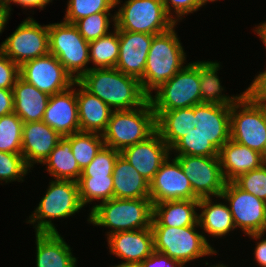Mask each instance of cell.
I'll return each mask as SVG.
<instances>
[{
  "label": "cell",
  "mask_w": 266,
  "mask_h": 267,
  "mask_svg": "<svg viewBox=\"0 0 266 267\" xmlns=\"http://www.w3.org/2000/svg\"><path fill=\"white\" fill-rule=\"evenodd\" d=\"M198 208L202 209L198 215L199 226L207 234L222 237L236 229L230 208L226 204L214 203L211 197L201 198Z\"/></svg>",
  "instance_id": "obj_28"
},
{
  "label": "cell",
  "mask_w": 266,
  "mask_h": 267,
  "mask_svg": "<svg viewBox=\"0 0 266 267\" xmlns=\"http://www.w3.org/2000/svg\"><path fill=\"white\" fill-rule=\"evenodd\" d=\"M256 34L262 39V42L265 44L266 48V21L254 29Z\"/></svg>",
  "instance_id": "obj_47"
},
{
  "label": "cell",
  "mask_w": 266,
  "mask_h": 267,
  "mask_svg": "<svg viewBox=\"0 0 266 267\" xmlns=\"http://www.w3.org/2000/svg\"><path fill=\"white\" fill-rule=\"evenodd\" d=\"M199 199L174 200L153 204L151 226L186 227L198 222L195 211Z\"/></svg>",
  "instance_id": "obj_27"
},
{
  "label": "cell",
  "mask_w": 266,
  "mask_h": 267,
  "mask_svg": "<svg viewBox=\"0 0 266 267\" xmlns=\"http://www.w3.org/2000/svg\"><path fill=\"white\" fill-rule=\"evenodd\" d=\"M77 82L112 110L134 109L149 100L137 78L116 68L90 69Z\"/></svg>",
  "instance_id": "obj_2"
},
{
  "label": "cell",
  "mask_w": 266,
  "mask_h": 267,
  "mask_svg": "<svg viewBox=\"0 0 266 267\" xmlns=\"http://www.w3.org/2000/svg\"><path fill=\"white\" fill-rule=\"evenodd\" d=\"M154 35L119 30V58L116 69L140 80Z\"/></svg>",
  "instance_id": "obj_18"
},
{
  "label": "cell",
  "mask_w": 266,
  "mask_h": 267,
  "mask_svg": "<svg viewBox=\"0 0 266 267\" xmlns=\"http://www.w3.org/2000/svg\"><path fill=\"white\" fill-rule=\"evenodd\" d=\"M23 124L14 112L0 117V151L21 154Z\"/></svg>",
  "instance_id": "obj_34"
},
{
  "label": "cell",
  "mask_w": 266,
  "mask_h": 267,
  "mask_svg": "<svg viewBox=\"0 0 266 267\" xmlns=\"http://www.w3.org/2000/svg\"><path fill=\"white\" fill-rule=\"evenodd\" d=\"M164 4V8L166 13L176 22L181 19L184 15H188V13H193L200 9V4L198 0H161ZM172 5V7L170 6ZM174 9L175 15L178 18H174L172 16L171 10Z\"/></svg>",
  "instance_id": "obj_41"
},
{
  "label": "cell",
  "mask_w": 266,
  "mask_h": 267,
  "mask_svg": "<svg viewBox=\"0 0 266 267\" xmlns=\"http://www.w3.org/2000/svg\"><path fill=\"white\" fill-rule=\"evenodd\" d=\"M110 12H100L91 14L85 18L79 19L75 26L78 28L79 33L87 42L97 40L109 34L110 31Z\"/></svg>",
  "instance_id": "obj_36"
},
{
  "label": "cell",
  "mask_w": 266,
  "mask_h": 267,
  "mask_svg": "<svg viewBox=\"0 0 266 267\" xmlns=\"http://www.w3.org/2000/svg\"><path fill=\"white\" fill-rule=\"evenodd\" d=\"M20 78L40 91L54 95L68 90L74 79L66 72L56 56L47 55L31 59L19 67Z\"/></svg>",
  "instance_id": "obj_15"
},
{
  "label": "cell",
  "mask_w": 266,
  "mask_h": 267,
  "mask_svg": "<svg viewBox=\"0 0 266 267\" xmlns=\"http://www.w3.org/2000/svg\"><path fill=\"white\" fill-rule=\"evenodd\" d=\"M231 106L200 103L163 111L156 118L157 132L170 151L179 155L219 157L230 140Z\"/></svg>",
  "instance_id": "obj_1"
},
{
  "label": "cell",
  "mask_w": 266,
  "mask_h": 267,
  "mask_svg": "<svg viewBox=\"0 0 266 267\" xmlns=\"http://www.w3.org/2000/svg\"><path fill=\"white\" fill-rule=\"evenodd\" d=\"M67 5L63 20L75 24L91 14L110 12L115 8L116 0H68Z\"/></svg>",
  "instance_id": "obj_35"
},
{
  "label": "cell",
  "mask_w": 266,
  "mask_h": 267,
  "mask_svg": "<svg viewBox=\"0 0 266 267\" xmlns=\"http://www.w3.org/2000/svg\"><path fill=\"white\" fill-rule=\"evenodd\" d=\"M71 143L72 153L81 170L88 166L104 146L103 136L96 132H77L65 136Z\"/></svg>",
  "instance_id": "obj_32"
},
{
  "label": "cell",
  "mask_w": 266,
  "mask_h": 267,
  "mask_svg": "<svg viewBox=\"0 0 266 267\" xmlns=\"http://www.w3.org/2000/svg\"><path fill=\"white\" fill-rule=\"evenodd\" d=\"M47 166V172L55 180L78 181L82 170L72 153L71 143L66 137H62L48 158L43 162Z\"/></svg>",
  "instance_id": "obj_29"
},
{
  "label": "cell",
  "mask_w": 266,
  "mask_h": 267,
  "mask_svg": "<svg viewBox=\"0 0 266 267\" xmlns=\"http://www.w3.org/2000/svg\"><path fill=\"white\" fill-rule=\"evenodd\" d=\"M228 201L235 228L257 240L266 231V202L243 191L234 182H226L221 197ZM263 235V236H262Z\"/></svg>",
  "instance_id": "obj_12"
},
{
  "label": "cell",
  "mask_w": 266,
  "mask_h": 267,
  "mask_svg": "<svg viewBox=\"0 0 266 267\" xmlns=\"http://www.w3.org/2000/svg\"><path fill=\"white\" fill-rule=\"evenodd\" d=\"M77 183L79 198L83 207L95 200L104 202L114 198L113 177H80Z\"/></svg>",
  "instance_id": "obj_33"
},
{
  "label": "cell",
  "mask_w": 266,
  "mask_h": 267,
  "mask_svg": "<svg viewBox=\"0 0 266 267\" xmlns=\"http://www.w3.org/2000/svg\"><path fill=\"white\" fill-rule=\"evenodd\" d=\"M8 19H9V16L7 14V11L0 9V33L5 28V25L7 24Z\"/></svg>",
  "instance_id": "obj_48"
},
{
  "label": "cell",
  "mask_w": 266,
  "mask_h": 267,
  "mask_svg": "<svg viewBox=\"0 0 266 267\" xmlns=\"http://www.w3.org/2000/svg\"><path fill=\"white\" fill-rule=\"evenodd\" d=\"M220 64L213 61H200V93L201 103L231 106L243 95H222V88L217 71Z\"/></svg>",
  "instance_id": "obj_30"
},
{
  "label": "cell",
  "mask_w": 266,
  "mask_h": 267,
  "mask_svg": "<svg viewBox=\"0 0 266 267\" xmlns=\"http://www.w3.org/2000/svg\"><path fill=\"white\" fill-rule=\"evenodd\" d=\"M120 4V0H116V5Z\"/></svg>",
  "instance_id": "obj_54"
},
{
  "label": "cell",
  "mask_w": 266,
  "mask_h": 267,
  "mask_svg": "<svg viewBox=\"0 0 266 267\" xmlns=\"http://www.w3.org/2000/svg\"><path fill=\"white\" fill-rule=\"evenodd\" d=\"M230 125L231 140L262 152L266 140L265 107L252 103L243 94L239 100L231 105Z\"/></svg>",
  "instance_id": "obj_11"
},
{
  "label": "cell",
  "mask_w": 266,
  "mask_h": 267,
  "mask_svg": "<svg viewBox=\"0 0 266 267\" xmlns=\"http://www.w3.org/2000/svg\"><path fill=\"white\" fill-rule=\"evenodd\" d=\"M156 131V116L148 100L134 109L113 110L102 136L105 146L121 152L128 146L147 140Z\"/></svg>",
  "instance_id": "obj_5"
},
{
  "label": "cell",
  "mask_w": 266,
  "mask_h": 267,
  "mask_svg": "<svg viewBox=\"0 0 266 267\" xmlns=\"http://www.w3.org/2000/svg\"><path fill=\"white\" fill-rule=\"evenodd\" d=\"M200 7L204 6L207 2H214V1H218V0H198Z\"/></svg>",
  "instance_id": "obj_52"
},
{
  "label": "cell",
  "mask_w": 266,
  "mask_h": 267,
  "mask_svg": "<svg viewBox=\"0 0 266 267\" xmlns=\"http://www.w3.org/2000/svg\"><path fill=\"white\" fill-rule=\"evenodd\" d=\"M42 121L62 137L80 132L76 90H68L50 95Z\"/></svg>",
  "instance_id": "obj_19"
},
{
  "label": "cell",
  "mask_w": 266,
  "mask_h": 267,
  "mask_svg": "<svg viewBox=\"0 0 266 267\" xmlns=\"http://www.w3.org/2000/svg\"><path fill=\"white\" fill-rule=\"evenodd\" d=\"M19 77V66L0 50V88L13 89Z\"/></svg>",
  "instance_id": "obj_40"
},
{
  "label": "cell",
  "mask_w": 266,
  "mask_h": 267,
  "mask_svg": "<svg viewBox=\"0 0 266 267\" xmlns=\"http://www.w3.org/2000/svg\"><path fill=\"white\" fill-rule=\"evenodd\" d=\"M49 53L57 57L66 72L78 81L90 68L89 42L79 33L74 23L60 22L48 25Z\"/></svg>",
  "instance_id": "obj_9"
},
{
  "label": "cell",
  "mask_w": 266,
  "mask_h": 267,
  "mask_svg": "<svg viewBox=\"0 0 266 267\" xmlns=\"http://www.w3.org/2000/svg\"><path fill=\"white\" fill-rule=\"evenodd\" d=\"M14 113L24 122L42 121L50 95L18 78L13 86Z\"/></svg>",
  "instance_id": "obj_24"
},
{
  "label": "cell",
  "mask_w": 266,
  "mask_h": 267,
  "mask_svg": "<svg viewBox=\"0 0 266 267\" xmlns=\"http://www.w3.org/2000/svg\"><path fill=\"white\" fill-rule=\"evenodd\" d=\"M243 94L254 104L266 108V70L256 76Z\"/></svg>",
  "instance_id": "obj_42"
},
{
  "label": "cell",
  "mask_w": 266,
  "mask_h": 267,
  "mask_svg": "<svg viewBox=\"0 0 266 267\" xmlns=\"http://www.w3.org/2000/svg\"><path fill=\"white\" fill-rule=\"evenodd\" d=\"M175 26L154 35L152 39L144 74L139 80L148 98L152 96V90L157 91L184 67L186 55L175 33Z\"/></svg>",
  "instance_id": "obj_3"
},
{
  "label": "cell",
  "mask_w": 266,
  "mask_h": 267,
  "mask_svg": "<svg viewBox=\"0 0 266 267\" xmlns=\"http://www.w3.org/2000/svg\"><path fill=\"white\" fill-rule=\"evenodd\" d=\"M168 157L149 182L150 200L152 204L174 200L199 199L193 192L188 177L184 174L180 163ZM171 162V163H170Z\"/></svg>",
  "instance_id": "obj_16"
},
{
  "label": "cell",
  "mask_w": 266,
  "mask_h": 267,
  "mask_svg": "<svg viewBox=\"0 0 266 267\" xmlns=\"http://www.w3.org/2000/svg\"><path fill=\"white\" fill-rule=\"evenodd\" d=\"M20 5L22 8H35L39 7L41 10L50 2L48 0H7L6 11L8 16H10L11 8L9 7L11 3Z\"/></svg>",
  "instance_id": "obj_45"
},
{
  "label": "cell",
  "mask_w": 266,
  "mask_h": 267,
  "mask_svg": "<svg viewBox=\"0 0 266 267\" xmlns=\"http://www.w3.org/2000/svg\"><path fill=\"white\" fill-rule=\"evenodd\" d=\"M61 138L43 121L24 123L21 154L26 165L31 169L33 164H43Z\"/></svg>",
  "instance_id": "obj_20"
},
{
  "label": "cell",
  "mask_w": 266,
  "mask_h": 267,
  "mask_svg": "<svg viewBox=\"0 0 266 267\" xmlns=\"http://www.w3.org/2000/svg\"><path fill=\"white\" fill-rule=\"evenodd\" d=\"M195 225L186 227L151 226L154 250L179 261L183 266L202 256L216 254L206 237L196 231Z\"/></svg>",
  "instance_id": "obj_7"
},
{
  "label": "cell",
  "mask_w": 266,
  "mask_h": 267,
  "mask_svg": "<svg viewBox=\"0 0 266 267\" xmlns=\"http://www.w3.org/2000/svg\"><path fill=\"white\" fill-rule=\"evenodd\" d=\"M12 112H14L13 90L0 88V117Z\"/></svg>",
  "instance_id": "obj_44"
},
{
  "label": "cell",
  "mask_w": 266,
  "mask_h": 267,
  "mask_svg": "<svg viewBox=\"0 0 266 267\" xmlns=\"http://www.w3.org/2000/svg\"><path fill=\"white\" fill-rule=\"evenodd\" d=\"M110 253L127 263H141L154 250L151 227L140 230L121 231L107 236Z\"/></svg>",
  "instance_id": "obj_21"
},
{
  "label": "cell",
  "mask_w": 266,
  "mask_h": 267,
  "mask_svg": "<svg viewBox=\"0 0 266 267\" xmlns=\"http://www.w3.org/2000/svg\"><path fill=\"white\" fill-rule=\"evenodd\" d=\"M112 267H141V265L139 263H127V262H123L121 264L112 266Z\"/></svg>",
  "instance_id": "obj_49"
},
{
  "label": "cell",
  "mask_w": 266,
  "mask_h": 267,
  "mask_svg": "<svg viewBox=\"0 0 266 267\" xmlns=\"http://www.w3.org/2000/svg\"><path fill=\"white\" fill-rule=\"evenodd\" d=\"M114 198H150V186L143 176L120 154L113 170Z\"/></svg>",
  "instance_id": "obj_25"
},
{
  "label": "cell",
  "mask_w": 266,
  "mask_h": 267,
  "mask_svg": "<svg viewBox=\"0 0 266 267\" xmlns=\"http://www.w3.org/2000/svg\"><path fill=\"white\" fill-rule=\"evenodd\" d=\"M74 85L80 87L76 91L80 131L102 134L107 128L113 110L97 96L85 90L77 81Z\"/></svg>",
  "instance_id": "obj_23"
},
{
  "label": "cell",
  "mask_w": 266,
  "mask_h": 267,
  "mask_svg": "<svg viewBox=\"0 0 266 267\" xmlns=\"http://www.w3.org/2000/svg\"><path fill=\"white\" fill-rule=\"evenodd\" d=\"M153 204L150 198H112L91 208L88 222L112 228L107 235L151 227Z\"/></svg>",
  "instance_id": "obj_4"
},
{
  "label": "cell",
  "mask_w": 266,
  "mask_h": 267,
  "mask_svg": "<svg viewBox=\"0 0 266 267\" xmlns=\"http://www.w3.org/2000/svg\"><path fill=\"white\" fill-rule=\"evenodd\" d=\"M114 33H109L89 42V58L95 67L90 69L115 68L119 58V30L115 27V14L112 16Z\"/></svg>",
  "instance_id": "obj_31"
},
{
  "label": "cell",
  "mask_w": 266,
  "mask_h": 267,
  "mask_svg": "<svg viewBox=\"0 0 266 267\" xmlns=\"http://www.w3.org/2000/svg\"><path fill=\"white\" fill-rule=\"evenodd\" d=\"M191 183L194 194L199 198L221 197L226 180L219 157L179 155L174 157Z\"/></svg>",
  "instance_id": "obj_14"
},
{
  "label": "cell",
  "mask_w": 266,
  "mask_h": 267,
  "mask_svg": "<svg viewBox=\"0 0 266 267\" xmlns=\"http://www.w3.org/2000/svg\"><path fill=\"white\" fill-rule=\"evenodd\" d=\"M140 265L141 267H184L179 261L157 251H154Z\"/></svg>",
  "instance_id": "obj_43"
},
{
  "label": "cell",
  "mask_w": 266,
  "mask_h": 267,
  "mask_svg": "<svg viewBox=\"0 0 266 267\" xmlns=\"http://www.w3.org/2000/svg\"><path fill=\"white\" fill-rule=\"evenodd\" d=\"M149 98L156 118L163 112L201 103L200 61L188 63Z\"/></svg>",
  "instance_id": "obj_8"
},
{
  "label": "cell",
  "mask_w": 266,
  "mask_h": 267,
  "mask_svg": "<svg viewBox=\"0 0 266 267\" xmlns=\"http://www.w3.org/2000/svg\"><path fill=\"white\" fill-rule=\"evenodd\" d=\"M49 183L47 192L27 221L36 224V233H58L51 219L68 218L83 207L76 181L51 180Z\"/></svg>",
  "instance_id": "obj_6"
},
{
  "label": "cell",
  "mask_w": 266,
  "mask_h": 267,
  "mask_svg": "<svg viewBox=\"0 0 266 267\" xmlns=\"http://www.w3.org/2000/svg\"><path fill=\"white\" fill-rule=\"evenodd\" d=\"M261 156H262L263 161L266 163V140H265L262 152H261Z\"/></svg>",
  "instance_id": "obj_50"
},
{
  "label": "cell",
  "mask_w": 266,
  "mask_h": 267,
  "mask_svg": "<svg viewBox=\"0 0 266 267\" xmlns=\"http://www.w3.org/2000/svg\"><path fill=\"white\" fill-rule=\"evenodd\" d=\"M48 25L41 26L28 17L3 41L0 50L19 67L49 53Z\"/></svg>",
  "instance_id": "obj_13"
},
{
  "label": "cell",
  "mask_w": 266,
  "mask_h": 267,
  "mask_svg": "<svg viewBox=\"0 0 266 267\" xmlns=\"http://www.w3.org/2000/svg\"><path fill=\"white\" fill-rule=\"evenodd\" d=\"M219 160L226 182H233L240 175L257 169L265 163L260 152L231 139L219 150Z\"/></svg>",
  "instance_id": "obj_22"
},
{
  "label": "cell",
  "mask_w": 266,
  "mask_h": 267,
  "mask_svg": "<svg viewBox=\"0 0 266 267\" xmlns=\"http://www.w3.org/2000/svg\"><path fill=\"white\" fill-rule=\"evenodd\" d=\"M170 149L156 131L147 140L128 146L121 155L147 181H151L161 164L170 157Z\"/></svg>",
  "instance_id": "obj_17"
},
{
  "label": "cell",
  "mask_w": 266,
  "mask_h": 267,
  "mask_svg": "<svg viewBox=\"0 0 266 267\" xmlns=\"http://www.w3.org/2000/svg\"><path fill=\"white\" fill-rule=\"evenodd\" d=\"M175 24L161 0H127L115 13L118 30L156 35Z\"/></svg>",
  "instance_id": "obj_10"
},
{
  "label": "cell",
  "mask_w": 266,
  "mask_h": 267,
  "mask_svg": "<svg viewBox=\"0 0 266 267\" xmlns=\"http://www.w3.org/2000/svg\"><path fill=\"white\" fill-rule=\"evenodd\" d=\"M37 267H76L77 259L59 233H36Z\"/></svg>",
  "instance_id": "obj_26"
},
{
  "label": "cell",
  "mask_w": 266,
  "mask_h": 267,
  "mask_svg": "<svg viewBox=\"0 0 266 267\" xmlns=\"http://www.w3.org/2000/svg\"><path fill=\"white\" fill-rule=\"evenodd\" d=\"M120 154V151L104 145L93 161L82 170L80 177H113L114 165Z\"/></svg>",
  "instance_id": "obj_37"
},
{
  "label": "cell",
  "mask_w": 266,
  "mask_h": 267,
  "mask_svg": "<svg viewBox=\"0 0 266 267\" xmlns=\"http://www.w3.org/2000/svg\"><path fill=\"white\" fill-rule=\"evenodd\" d=\"M212 267H227V266H225V265H223V264H219V265H214V266H212Z\"/></svg>",
  "instance_id": "obj_53"
},
{
  "label": "cell",
  "mask_w": 266,
  "mask_h": 267,
  "mask_svg": "<svg viewBox=\"0 0 266 267\" xmlns=\"http://www.w3.org/2000/svg\"><path fill=\"white\" fill-rule=\"evenodd\" d=\"M7 0H0V9L6 10Z\"/></svg>",
  "instance_id": "obj_51"
},
{
  "label": "cell",
  "mask_w": 266,
  "mask_h": 267,
  "mask_svg": "<svg viewBox=\"0 0 266 267\" xmlns=\"http://www.w3.org/2000/svg\"><path fill=\"white\" fill-rule=\"evenodd\" d=\"M254 255V259L259 266L266 267V239H262L261 241L257 242Z\"/></svg>",
  "instance_id": "obj_46"
},
{
  "label": "cell",
  "mask_w": 266,
  "mask_h": 267,
  "mask_svg": "<svg viewBox=\"0 0 266 267\" xmlns=\"http://www.w3.org/2000/svg\"><path fill=\"white\" fill-rule=\"evenodd\" d=\"M30 168L22 154L0 151V181H22Z\"/></svg>",
  "instance_id": "obj_38"
},
{
  "label": "cell",
  "mask_w": 266,
  "mask_h": 267,
  "mask_svg": "<svg viewBox=\"0 0 266 267\" xmlns=\"http://www.w3.org/2000/svg\"><path fill=\"white\" fill-rule=\"evenodd\" d=\"M243 191L266 202V163L261 167L240 175L233 181Z\"/></svg>",
  "instance_id": "obj_39"
}]
</instances>
